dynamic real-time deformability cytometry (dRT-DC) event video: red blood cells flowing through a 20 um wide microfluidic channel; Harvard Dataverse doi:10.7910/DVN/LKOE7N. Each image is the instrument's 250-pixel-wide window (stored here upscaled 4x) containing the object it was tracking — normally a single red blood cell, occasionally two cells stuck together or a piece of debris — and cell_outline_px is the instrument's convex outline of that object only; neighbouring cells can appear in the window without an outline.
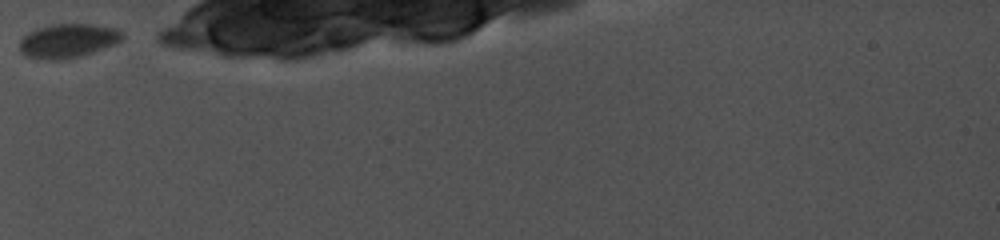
{"species": "common noctule bat (a hibernating species)", "species_latin": "Nyctalus noctula", "temperature_condition": "cold", "stored_images_in_passage": 5, "camera_frame_rate_fps": 5000, "um_per_image_px": 0.085, "animal": {"sex": "female", "body_mass_g": 19.0, "forearm_length_mm": 56.7}, "frame": {"image": 1, "passage_image": 1, "time_ms": 0.0, "image_size_px": [1000, 240], "cell_outline_px": [[124, 36], [120, 40], [112, 44], [92, 52], [80, 56], [60, 60], [48, 60], [28, 56], [20, 52], [20, 40], [28, 32], [36, 28], [52, 24], [92, 24], [112, 28], [124, 32]], "centroid_in_image_um": [5.73, 3.46], "position_along_channel_um": 79.3, "area_um2": 20.11}}